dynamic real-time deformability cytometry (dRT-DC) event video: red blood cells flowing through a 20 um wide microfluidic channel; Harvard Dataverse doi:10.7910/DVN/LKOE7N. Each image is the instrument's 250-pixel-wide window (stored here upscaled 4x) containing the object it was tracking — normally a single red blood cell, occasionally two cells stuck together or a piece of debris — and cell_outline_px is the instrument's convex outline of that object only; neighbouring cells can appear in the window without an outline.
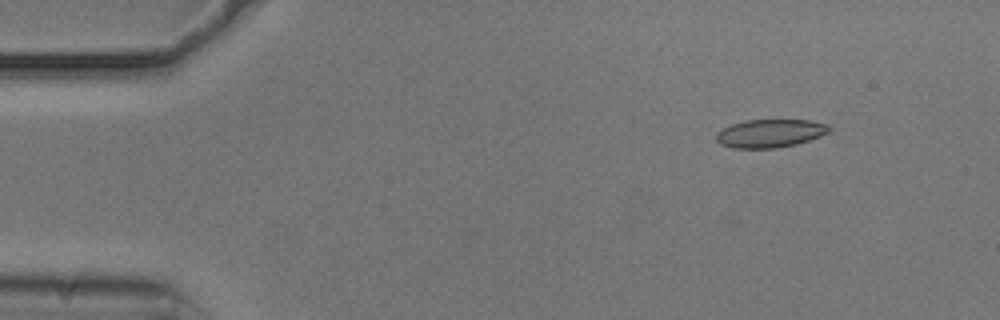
{"species": "common noctule bat (a hibernating species)", "species_latin": "Nyctalus noctula", "temperature_condition": "cold", "stored_images_in_passage": 48, "camera_frame_rate_fps": 3000, "um_per_image_px": 0.085, "animal": {"sex": "male", "body_mass_g": 20.5, "forearm_length_mm": 52.5}, "frame": {"image": 1, "passage_image": 3, "time_ms": 0.667, "image_size_px": [1000, 320], "cell_outline_px": [[832, 128], [828, 132], [820, 136], [796, 144], [776, 148], [732, 148], [720, 144], [716, 140], [716, 132], [732, 124], [744, 120], [808, 120], [828, 124]], "centroid_in_image_um": [65.45, 11.33], "position_along_channel_um": 19.6, "area_um2": 18.55}}
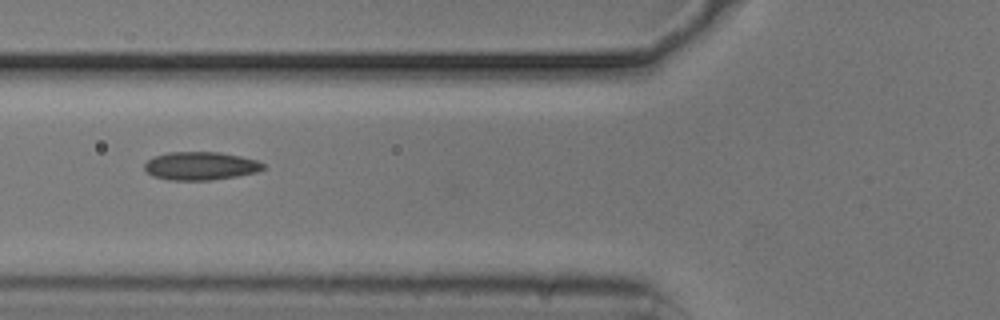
{"frame": {"image": 2, "passage_image": 17, "time_ms": 5.333, "image_size_px": [1000, 320], "cell_outline_px": [[264, 168], [256, 172], [236, 176], [212, 180], [168, 180], [152, 176], [144, 168], [144, 164], [148, 160], [156, 156], [168, 152], [220, 152], [240, 156], [256, 160], [264, 164]], "centroid_in_image_um": [17.03, 14.1], "position_along_channel_um": 108.8, "area_um2": 19.42}}
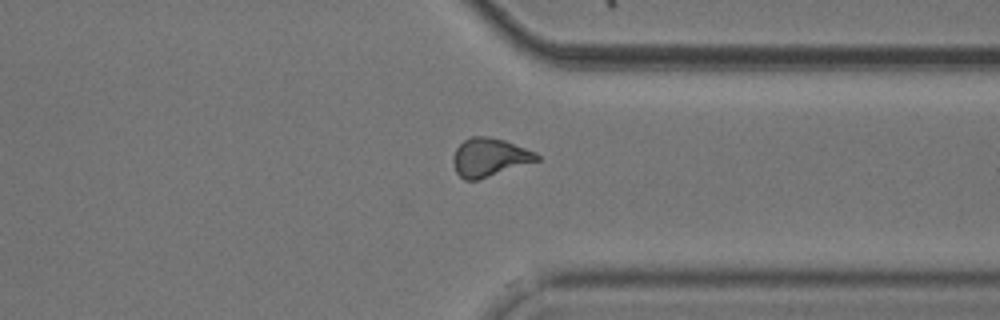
{"frame": {"image": 3, "passage_image": 38, "time_ms": 12.333, "image_size_px": [1000, 320], "cell_outline_px": [[540, 160], [476, 180], [464, 180], [456, 172], [452, 160], [452, 156], [456, 148], [464, 140], [472, 136], [488, 136], [504, 140], [536, 152], [540, 156]], "centroid_in_image_um": [41.59, 13.36], "position_along_channel_um": 369.8, "area_um2": 18.61}, "authors_computed_cell_mechanics": {"area_um2": 18.9006, "velocity_mm_per_s": 3.7403, "shape_relaxation_time_tau1_ms": 6.2128, "shape_relaxation_time_tau2_ms": 2.5359, "deformation_change_tau1": 0.118, "deformation_change_tau2": 0.0695}}